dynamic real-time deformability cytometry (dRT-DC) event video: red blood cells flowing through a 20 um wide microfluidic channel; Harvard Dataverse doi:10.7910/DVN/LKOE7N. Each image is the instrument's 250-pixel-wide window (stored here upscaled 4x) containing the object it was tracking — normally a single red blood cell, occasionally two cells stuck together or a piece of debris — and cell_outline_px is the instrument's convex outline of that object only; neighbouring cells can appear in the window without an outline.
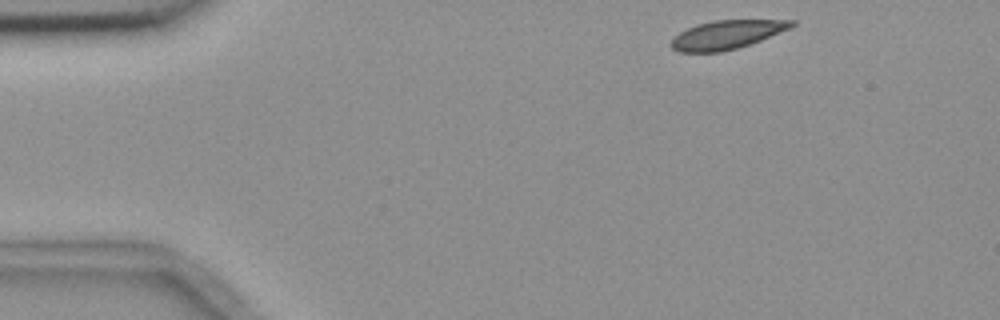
{"species": "common noctule bat (a hibernating species)", "species_latin": "Nyctalus noctula", "temperature_condition": "room temperature", "stored_images_in_passage": 4, "camera_frame_rate_fps": 3000, "um_per_image_px": 0.085, "animal": {"sex": "female", "body_mass_g": 18.4}, "frame": {"image": 1, "passage_image": 1, "time_ms": 0.0, "image_size_px": [1000, 320], "cell_outline_px": [[796, 24], [788, 28], [760, 40], [736, 48], [720, 52], [680, 52], [672, 48], [668, 44], [680, 32], [696, 24], [716, 20], [796, 20]], "centroid_in_image_um": [61.73, 2.94], "position_along_channel_um": 23.3, "area_um2": 19.77}}